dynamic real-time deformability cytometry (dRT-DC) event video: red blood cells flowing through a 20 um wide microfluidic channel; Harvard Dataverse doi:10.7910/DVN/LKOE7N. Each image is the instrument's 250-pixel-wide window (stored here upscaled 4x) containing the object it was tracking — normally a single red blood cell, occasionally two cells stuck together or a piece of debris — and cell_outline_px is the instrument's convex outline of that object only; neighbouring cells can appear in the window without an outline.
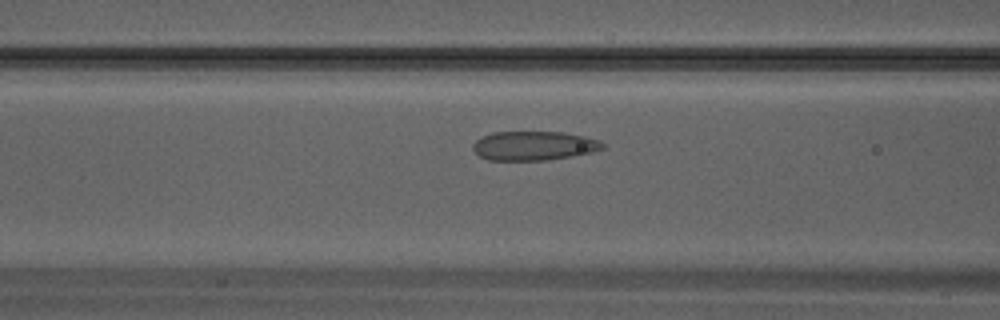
{"species": "Egyptian fruit bat (a non-hibernating species)", "species_latin": "Rousettus aegyptiacus", "temperature_condition": "warm", "stored_images_in_passage": 23, "camera_frame_rate_fps": 3000, "um_per_image_px": 0.085, "animal": {"sex": "male"}, "frame": {"image": 1, "passage_image": 4, "time_ms": 1.0, "image_size_px": [1000, 320], "cell_outline_px": [[604, 148], [592, 152], [572, 156], [548, 160], [488, 160], [480, 156], [472, 148], [472, 144], [476, 140], [492, 132], [564, 132], [584, 136], [600, 140], [604, 144]], "centroid_in_image_um": [45.39, 12.39], "position_along_channel_um": 121.2, "area_um2": 22.02}}
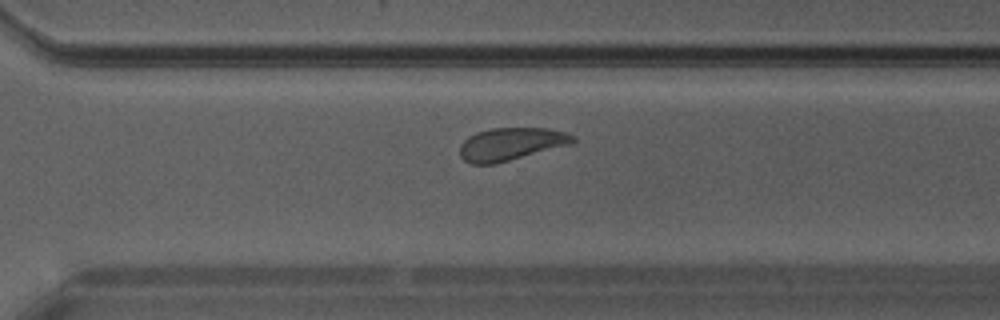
{"frame": {"image": 2, "passage_image": 14, "time_ms": 4.333, "image_size_px": [1000, 320], "cell_outline_px": [[576, 140], [572, 144], [496, 164], [472, 164], [464, 160], [460, 156], [460, 144], [468, 136], [476, 132], [492, 128], [548, 128], [564, 132], [576, 136]], "centroid_in_image_um": [43.44, 12.24], "position_along_channel_um": 327.2, "area_um2": 21.73}}